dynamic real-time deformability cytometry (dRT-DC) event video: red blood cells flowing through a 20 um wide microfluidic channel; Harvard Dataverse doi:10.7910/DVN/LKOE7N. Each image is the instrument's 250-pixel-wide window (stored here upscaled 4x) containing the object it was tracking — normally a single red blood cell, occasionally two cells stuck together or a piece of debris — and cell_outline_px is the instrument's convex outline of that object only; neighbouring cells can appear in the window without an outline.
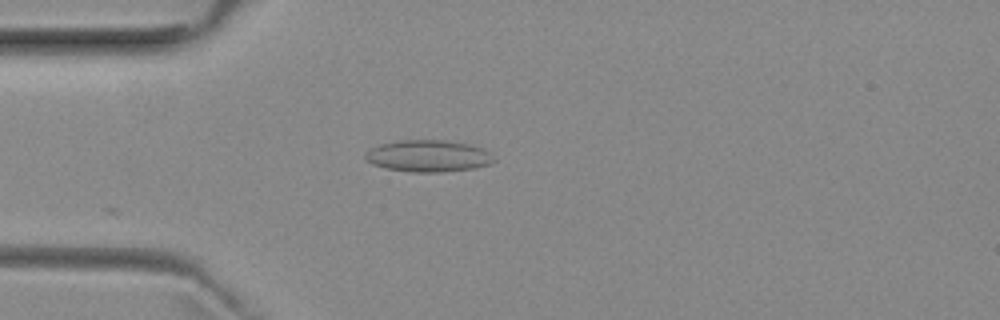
{"species": "common noctule bat (a hibernating species)", "species_latin": "Nyctalus noctula", "temperature_condition": "room temperature", "stored_images_in_passage": 8, "camera_frame_rate_fps": 3000, "um_per_image_px": 0.085, "animal": {"sex": "female", "body_mass_g": 29.2, "forearm_length_mm": 56.3}, "frame": {"image": 1, "passage_image": 1, "time_ms": 0.0, "image_size_px": [1000, 320], "cell_outline_px": [[496, 160], [488, 164], [476, 168], [440, 172], [412, 172], [384, 168], [372, 164], [364, 156], [372, 148], [380, 144], [400, 140], [444, 140], [468, 144], [484, 148]], "centroid_in_image_um": [36.42, 13.26], "position_along_channel_um": 48.6, "area_um2": 23.7}}
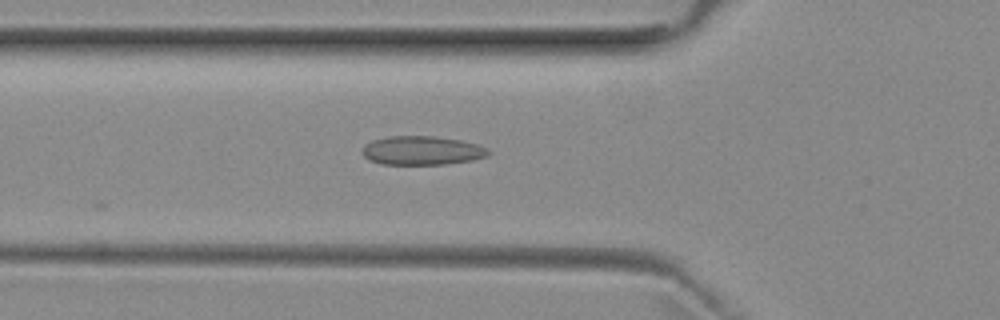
{"frame": {"image": 2, "passage_image": 5, "time_ms": 1.333, "image_size_px": [1000, 320], "cell_outline_px": [[492, 152], [488, 156], [472, 160], [448, 164], [380, 164], [368, 160], [360, 152], [364, 144], [372, 140], [388, 136], [436, 136], [460, 140], [476, 144], [488, 148]], "centroid_in_image_um": [35.85, 12.79], "position_along_channel_um": 90.0, "area_um2": 21.5}}
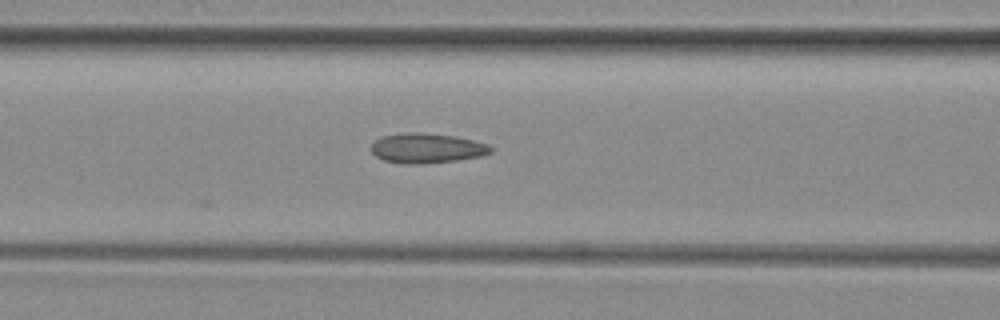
{"frame": {"image": 3, "passage_image": 8, "time_ms": 2.333, "image_size_px": [1000, 320], "cell_outline_px": [[492, 152], [480, 156], [456, 160], [420, 164], [404, 164], [384, 160], [376, 156], [372, 152], [372, 144], [380, 136], [408, 132], [420, 132], [452, 136], [472, 140], [488, 144], [492, 148]], "centroid_in_image_um": [36.26, 12.59], "position_along_channel_um": 130.3, "area_um2": 20.63}}